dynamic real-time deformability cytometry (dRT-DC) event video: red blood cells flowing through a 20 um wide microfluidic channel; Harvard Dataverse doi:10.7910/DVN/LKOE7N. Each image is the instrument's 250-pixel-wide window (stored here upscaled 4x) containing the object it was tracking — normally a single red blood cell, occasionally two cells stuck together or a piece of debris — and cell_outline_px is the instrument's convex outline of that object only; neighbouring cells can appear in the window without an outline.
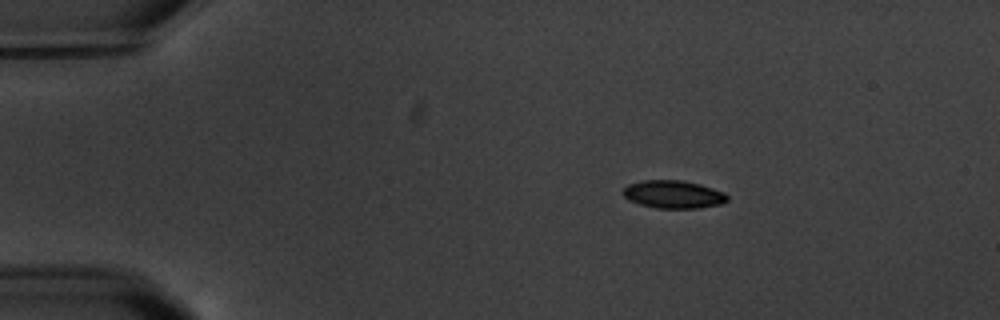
{"species": "common noctule bat (a hibernating species)", "species_latin": "Nyctalus noctula", "temperature_condition": "warm", "stored_images_in_passage": 5, "camera_frame_rate_fps": 3000, "um_per_image_px": 0.085, "animal": {"sex": "male", "body_mass_g": 20.1, "forearm_length_mm": 53.5}, "frame": {"image": 1, "passage_image": 2, "time_ms": 1.333, "image_size_px": [1000, 320], "cell_outline_px": [[728, 200], [720, 204], [700, 208], [656, 208], [640, 204], [628, 200], [620, 192], [628, 184], [644, 180], [680, 180], [700, 184], [724, 192], [728, 196]], "centroid_in_image_um": [57.21, 16.52], "position_along_channel_um": 27.8, "area_um2": 16.99}}
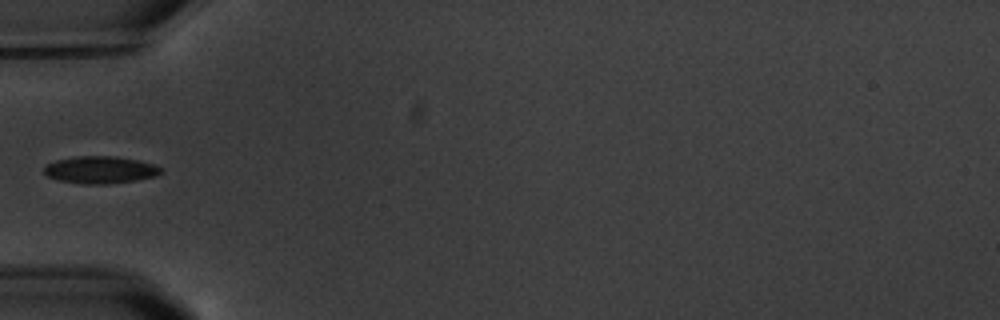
{"frame": {"image": 2, "passage_image": 5, "time_ms": 4.667, "image_size_px": [1000, 320], "cell_outline_px": [[164, 172], [156, 176], [136, 180], [108, 184], [84, 184], [56, 180], [48, 176], [44, 172], [44, 168], [48, 164], [56, 160], [76, 156], [116, 156], [156, 164]], "centroid_in_image_um": [8.54, 14.44], "position_along_channel_um": 76.5, "area_um2": 18.61}}